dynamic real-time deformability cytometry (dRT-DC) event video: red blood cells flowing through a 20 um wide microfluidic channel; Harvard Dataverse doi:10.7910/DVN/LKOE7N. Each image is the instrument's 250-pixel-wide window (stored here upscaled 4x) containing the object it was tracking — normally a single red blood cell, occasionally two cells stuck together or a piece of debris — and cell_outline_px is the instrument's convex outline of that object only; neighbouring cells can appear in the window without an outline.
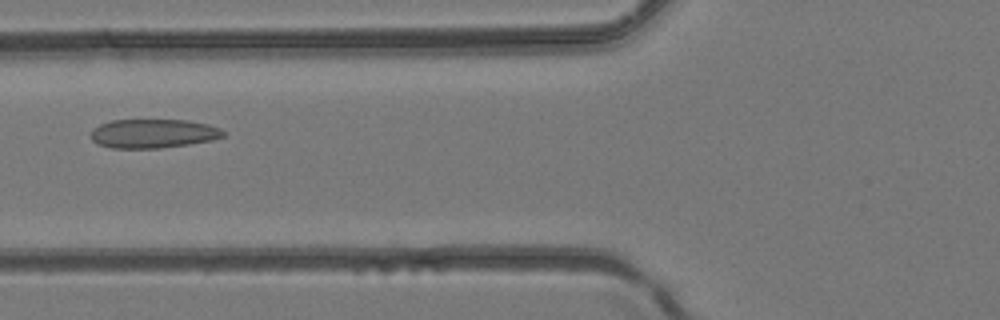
{"species": "common noctule bat (a hibernating species)", "species_latin": "Nyctalus noctula", "temperature_condition": "room temperature", "stored_images_in_passage": 31, "camera_frame_rate_fps": 3000, "um_per_image_px": 0.085, "animal": {"sex": "female", "body_mass_g": 24.6, "forearm_length_mm": 56.2}, "frame": {"image": 1, "passage_image": 6, "time_ms": 1.667, "image_size_px": [1000, 320], "cell_outline_px": [[228, 132], [224, 136], [212, 140], [188, 144], [160, 148], [112, 148], [100, 144], [92, 140], [92, 128], [100, 124], [112, 120], [188, 120], [208, 124], [220, 128]], "centroid_in_image_um": [13.06, 11.34], "position_along_channel_um": 112.7, "area_um2": 22.37}}
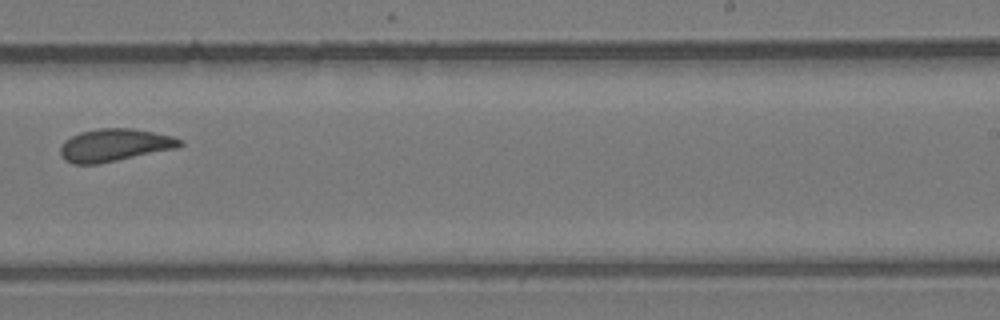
{"frame": {"image": 2, "passage_image": 16, "time_ms": 5.0, "image_size_px": [1000, 320], "cell_outline_px": [[184, 144], [176, 148], [100, 164], [72, 164], [64, 160], [60, 152], [60, 148], [64, 140], [80, 132], [96, 128], [132, 128], [172, 136], [184, 140]], "centroid_in_image_um": [9.72, 12.34], "position_along_channel_um": 279.3, "area_um2": 22.83}}
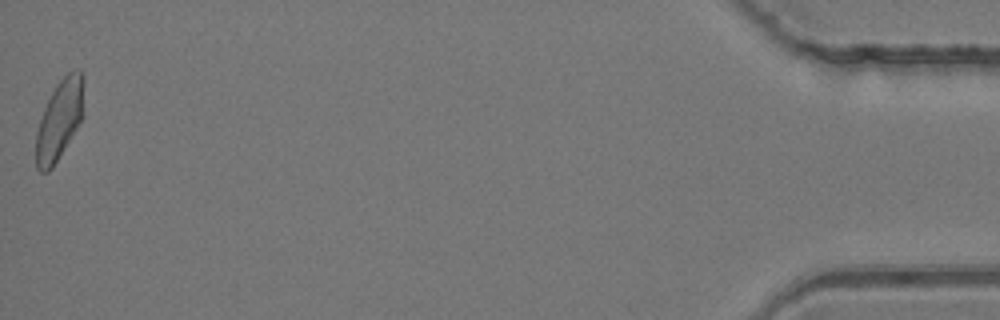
{"frame": {"image": 3, "passage_image": 31, "time_ms": 10.0, "image_size_px": [1000, 320], "cell_outline_px": [[84, 116], [52, 168], [48, 172], [40, 172], [36, 168], [36, 132], [44, 108], [56, 84], [68, 72], [76, 68], [80, 68], [84, 72]], "centroid_in_image_um": [5.09, 10.12], "position_along_channel_um": 430.1, "area_um2": 22.54}}